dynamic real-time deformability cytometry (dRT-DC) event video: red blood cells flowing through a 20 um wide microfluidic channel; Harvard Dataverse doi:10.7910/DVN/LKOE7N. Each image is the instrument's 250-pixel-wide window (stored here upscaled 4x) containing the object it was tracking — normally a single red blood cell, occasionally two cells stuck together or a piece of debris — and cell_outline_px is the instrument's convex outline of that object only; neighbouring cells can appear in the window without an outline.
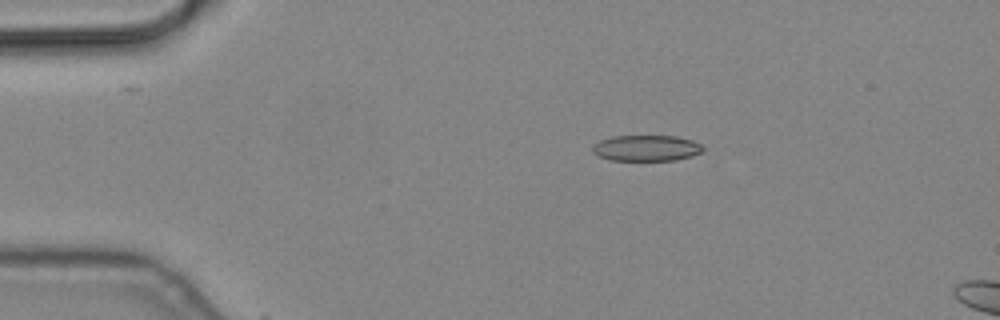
{"species": "common noctule bat (a hibernating species)", "species_latin": "Nyctalus noctula", "temperature_condition": "cold", "stored_images_in_passage": 5, "camera_frame_rate_fps": 3000, "um_per_image_px": 0.085, "animal": {"sex": "male", "body_mass_g": 19.2, "forearm_length_mm": 51.8}, "frame": {"image": 1, "passage_image": 3, "time_ms": 0.667, "image_size_px": [1000, 320], "cell_outline_px": [[704, 148], [700, 152], [692, 156], [676, 160], [608, 160], [596, 156], [592, 152], [592, 144], [600, 140], [612, 136], [676, 136], [692, 140], [700, 144]], "centroid_in_image_um": [54.88, 12.59], "position_along_channel_um": 30.1, "area_um2": 16.82}}